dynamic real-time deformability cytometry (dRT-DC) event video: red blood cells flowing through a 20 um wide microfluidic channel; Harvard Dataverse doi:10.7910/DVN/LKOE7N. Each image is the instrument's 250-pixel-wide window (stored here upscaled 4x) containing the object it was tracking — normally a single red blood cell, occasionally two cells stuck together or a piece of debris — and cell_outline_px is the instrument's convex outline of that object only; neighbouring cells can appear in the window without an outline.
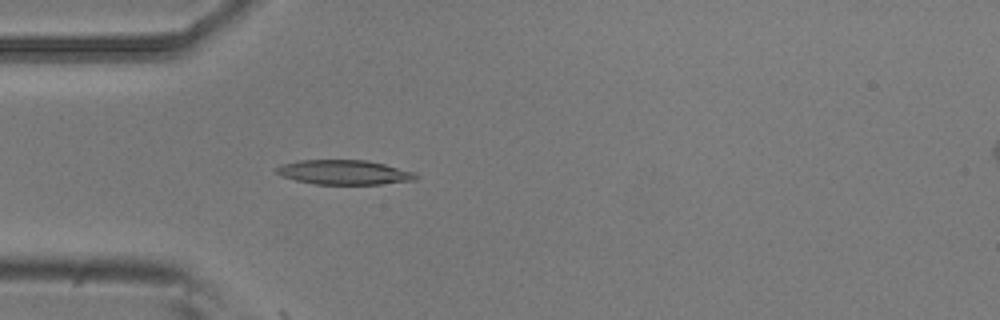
{"species": "common noctule bat (a hibernating species)", "species_latin": "Nyctalus noctula", "temperature_condition": "room temperature", "stored_images_in_passage": 5, "camera_frame_rate_fps": 3000, "um_per_image_px": 0.085, "animal": {"sex": "male", "body_mass_g": 20.5, "forearm_length_mm": 52.5}, "frame": {"image": 1, "passage_image": 5, "time_ms": 1.333, "image_size_px": [1000, 320], "cell_outline_px": [[420, 176], [416, 180], [380, 184], [316, 184], [296, 180], [280, 176], [276, 172], [276, 168], [280, 164], [296, 160], [368, 160], [384, 164], [412, 172]], "centroid_in_image_um": [29.21, 14.64], "position_along_channel_um": 55.8, "area_um2": 19.94}}